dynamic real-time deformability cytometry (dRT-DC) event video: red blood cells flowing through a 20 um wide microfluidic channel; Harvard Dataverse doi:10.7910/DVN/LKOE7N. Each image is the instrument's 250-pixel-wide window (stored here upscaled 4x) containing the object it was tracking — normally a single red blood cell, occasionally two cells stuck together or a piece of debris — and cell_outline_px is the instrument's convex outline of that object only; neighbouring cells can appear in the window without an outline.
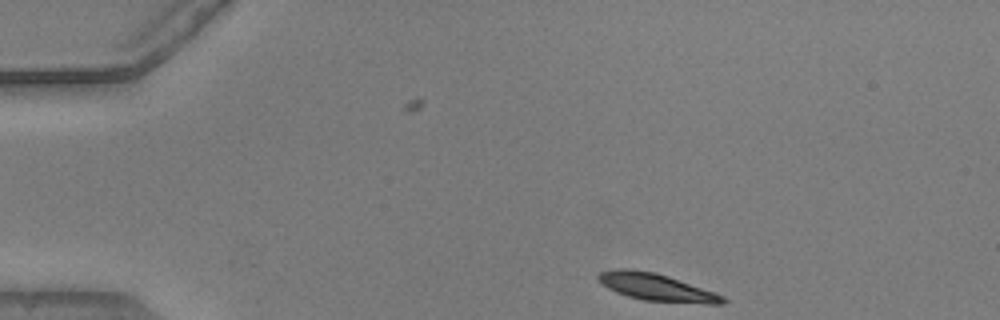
{"species": "common noctule bat (a hibernating species)", "species_latin": "Nyctalus noctula", "temperature_condition": "warm", "stored_images_in_passage": 12, "camera_frame_rate_fps": 3000, "um_per_image_px": 0.085, "animal": {"sex": "male", "body_mass_g": 20.5, "forearm_length_mm": 52.5}, "frame": {"image": 1, "passage_image": 1, "time_ms": 0.0, "image_size_px": [1000, 320], "cell_outline_px": [[728, 300], [724, 304], [708, 304], [644, 300], [628, 296], [616, 292], [608, 288], [596, 276], [600, 272], [612, 268], [628, 268], [656, 272], [668, 276], [724, 296]], "centroid_in_image_um": [55.79, 24.4], "position_along_channel_um": 29.2, "area_um2": 19.65}}
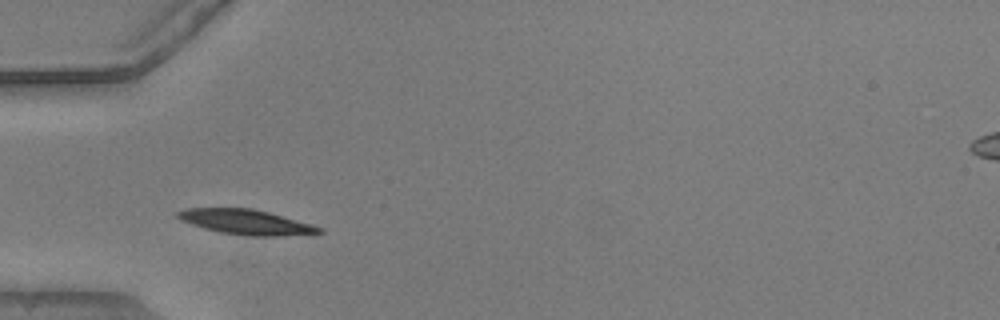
{"frame": {"image": 2, "passage_image": 9, "time_ms": 2.667, "image_size_px": [1000, 320], "cell_outline_px": [[324, 232], [276, 236], [252, 236], [220, 232], [204, 228], [180, 220], [176, 216], [176, 212], [188, 208], [252, 208], [268, 212], [312, 224], [324, 228]], "centroid_in_image_um": [20.91, 18.86], "position_along_channel_um": 64.1, "area_um2": 20.35}}